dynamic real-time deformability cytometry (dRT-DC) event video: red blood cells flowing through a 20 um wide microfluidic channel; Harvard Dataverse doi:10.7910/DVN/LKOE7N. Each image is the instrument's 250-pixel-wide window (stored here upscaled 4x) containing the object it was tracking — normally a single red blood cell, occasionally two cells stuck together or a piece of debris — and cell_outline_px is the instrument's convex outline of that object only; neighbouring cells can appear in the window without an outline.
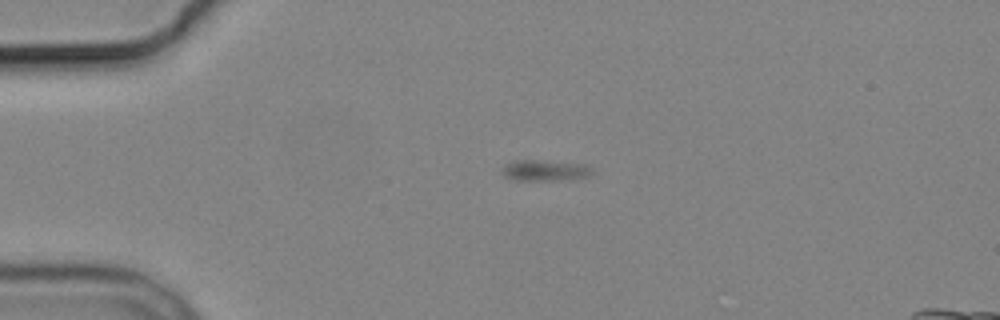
{"species": "common noctule bat (a hibernating species)", "species_latin": "Nyctalus noctula", "temperature_condition": "cold", "stored_images_in_passage": 2, "camera_frame_rate_fps": 3000, "um_per_image_px": 0.085, "animal": {"sex": "male", "body_mass_g": 19.2, "forearm_length_mm": 51.8}, "frame": {"image": 1, "passage_image": 1, "time_ms": 0.0, "image_size_px": [1000, 320], "cell_outline_px": [[592, 172], [588, 176], [556, 180], [508, 180], [500, 172], [500, 168], [504, 164], [516, 160], [536, 160], [588, 164], [592, 168]], "centroid_in_image_um": [46.23, 14.48], "position_along_channel_um": 38.8, "area_um2": 11.16}}